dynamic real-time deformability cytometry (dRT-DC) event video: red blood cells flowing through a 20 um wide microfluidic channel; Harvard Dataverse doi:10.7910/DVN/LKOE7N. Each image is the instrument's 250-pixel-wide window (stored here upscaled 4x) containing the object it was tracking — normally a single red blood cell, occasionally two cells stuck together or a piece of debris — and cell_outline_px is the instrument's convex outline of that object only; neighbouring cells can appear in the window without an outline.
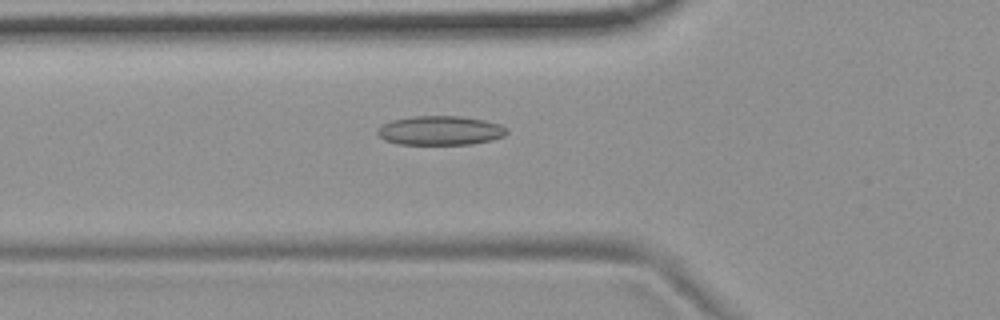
{"species": "common noctule bat (a hibernating species)", "species_latin": "Nyctalus noctula", "temperature_condition": "room temperature", "stored_images_in_passage": 44, "camera_frame_rate_fps": 3000, "um_per_image_px": 0.085, "animal": {"sex": "female", "body_mass_g": 19.9}, "frame": {"image": 1, "passage_image": 14, "time_ms": 4.333, "image_size_px": [1000, 320], "cell_outline_px": [[508, 132], [504, 136], [492, 140], [472, 144], [400, 144], [384, 140], [376, 132], [376, 128], [392, 120], [412, 116], [460, 116], [484, 120], [500, 124]], "centroid_in_image_um": [37.41, 11.09], "position_along_channel_um": 88.4, "area_um2": 21.96}}
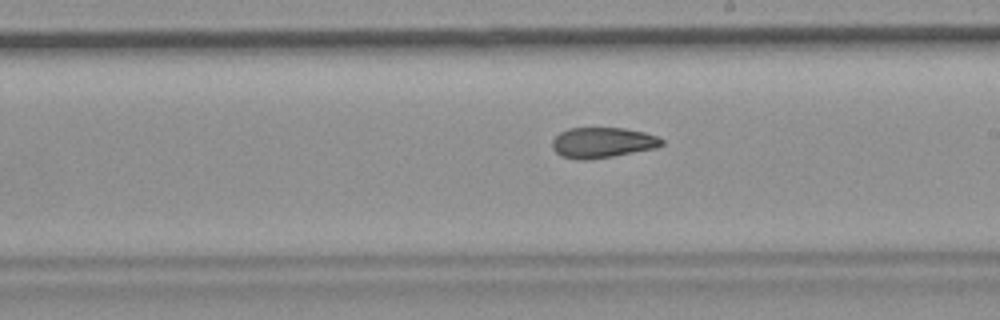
{"frame": {"image": 2, "passage_image": 26, "time_ms": 8.333, "image_size_px": [1000, 320], "cell_outline_px": [[664, 144], [656, 148], [612, 156], [588, 160], [576, 160], [560, 156], [552, 148], [552, 140], [560, 132], [568, 128], [624, 128], [644, 132], [656, 136], [664, 140]], "centroid_in_image_um": [51.19, 12.12], "position_along_channel_um": 237.8, "area_um2": 19.54}}
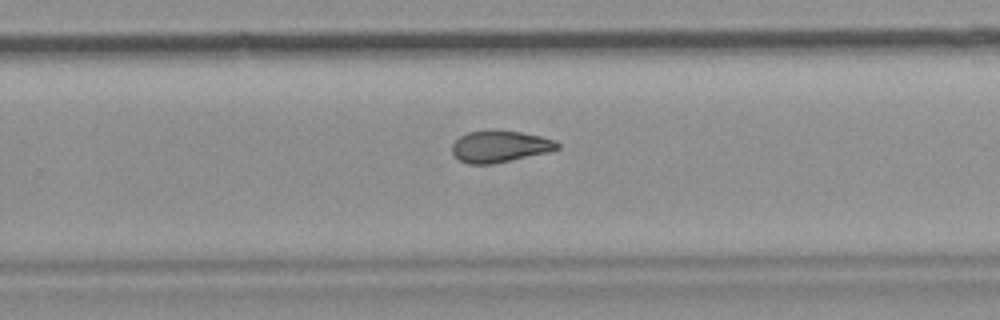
{"frame": {"image": 3, "passage_image": 30, "time_ms": 9.667, "image_size_px": [1000, 320], "cell_outline_px": [[560, 148], [552, 152], [492, 164], [468, 164], [452, 156], [452, 144], [460, 136], [468, 132], [520, 132], [540, 136], [556, 140], [560, 144]], "centroid_in_image_um": [42.52, 12.49], "position_along_channel_um": 287.3, "area_um2": 19.25}}